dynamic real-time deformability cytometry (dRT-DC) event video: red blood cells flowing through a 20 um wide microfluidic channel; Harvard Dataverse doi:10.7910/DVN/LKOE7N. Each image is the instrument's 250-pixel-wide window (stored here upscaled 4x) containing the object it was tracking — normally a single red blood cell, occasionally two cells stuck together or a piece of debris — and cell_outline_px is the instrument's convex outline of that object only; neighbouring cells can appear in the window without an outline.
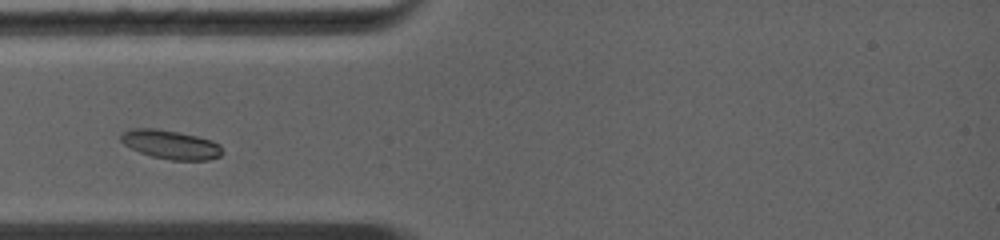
{"species": "common noctule bat (a hibernating species)", "species_latin": "Nyctalus noctula", "temperature_condition": "warm", "stored_images_in_passage": 38, "camera_frame_rate_fps": 5000, "um_per_image_px": 0.085, "animal": {"sex": "female", "body_mass_g": 19.0, "forearm_length_mm": 56.7}, "frame": {"image": 1, "passage_image": 10, "time_ms": 3.2, "image_size_px": [1000, 240], "cell_outline_px": [[224, 152], [220, 156], [208, 160], [172, 160], [152, 156], [140, 152], [124, 144], [120, 140], [120, 132], [128, 128], [156, 128], [196, 136], [212, 140], [220, 144]], "centroid_in_image_um": [14.5, 12.28], "position_along_channel_um": 70.5, "area_um2": 17.17}}
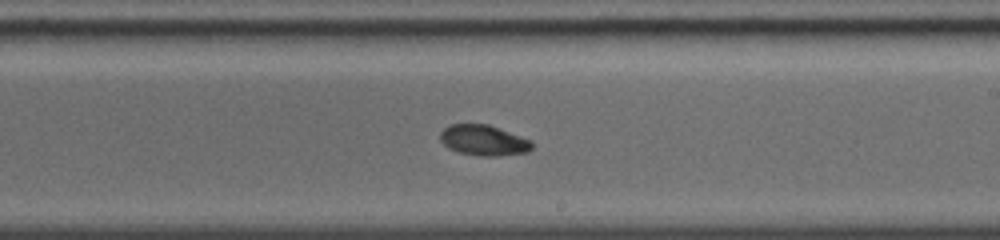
{"frame": {"image": 2, "passage_image": 22, "time_ms": 7.2, "image_size_px": [1000, 240], "cell_outline_px": [[532, 148], [528, 152], [496, 156], [476, 156], [460, 152], [448, 148], [440, 140], [440, 132], [448, 124], [488, 124], [532, 140]], "centroid_in_image_um": [41.1, 11.92], "position_along_channel_um": 247.9, "area_um2": 16.42}}
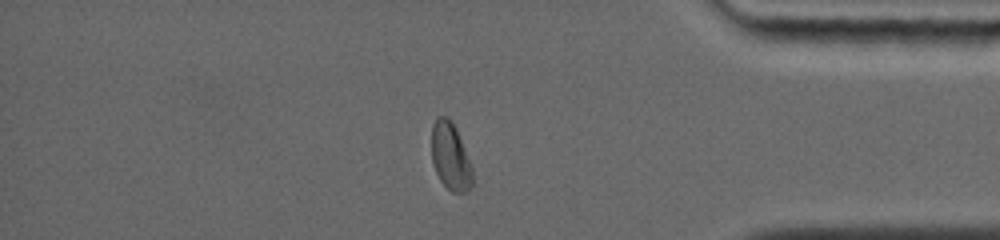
{"frame": {"image": 3, "passage_image": 33, "time_ms": 11.0, "image_size_px": [1000, 240], "cell_outline_px": [[472, 184], [468, 192], [452, 192], [440, 180], [436, 172], [432, 160], [432, 124], [436, 116], [448, 116], [452, 120], [456, 128], [472, 164]], "centroid_in_image_um": [38.3, 13.26], "position_along_channel_um": 396.9, "area_um2": 16.24}}